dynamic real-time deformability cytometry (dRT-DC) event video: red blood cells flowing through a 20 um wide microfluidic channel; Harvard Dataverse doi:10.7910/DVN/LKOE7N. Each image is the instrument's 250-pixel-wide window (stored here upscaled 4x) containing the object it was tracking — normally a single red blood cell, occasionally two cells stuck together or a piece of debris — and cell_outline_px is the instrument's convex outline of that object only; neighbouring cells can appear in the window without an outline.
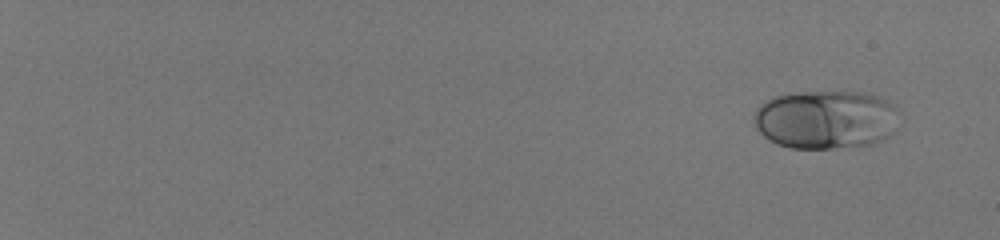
{"species": "human", "species_latin": "Homo sapiens", "temperature_condition": "room temperature", "stored_images_in_passage": 54, "camera_frame_rate_fps": 3000, "um_per_image_px": 0.085, "donor": {"sex": "male"}, "frame": {"image": 1, "passage_image": 1, "time_ms": 0.0, "image_size_px": [1000, 240], "cell_outline_px": [[900, 112], [896, 132], [884, 140], [872, 144], [832, 148], [788, 148], [776, 144], [764, 136], [756, 128], [752, 116], [756, 108], [760, 104], [772, 96], [800, 92], [864, 92], [888, 100], [896, 104]], "centroid_in_image_um": [70.24, 10.16], "position_along_channel_um": 14.8, "area_um2": 50.63}}
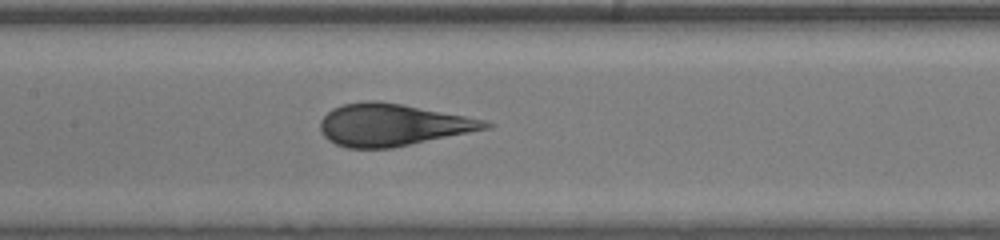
{"frame": {"image": 2, "passage_image": 31, "time_ms": 10.0, "image_size_px": [1000, 240], "cell_outline_px": [[496, 124], [492, 128], [392, 148], [348, 148], [336, 144], [328, 140], [324, 136], [320, 128], [320, 120], [332, 108], [344, 104], [364, 100], [376, 100], [400, 104], [464, 116], [484, 120]], "centroid_in_image_um": [33.36, 10.62], "position_along_channel_um": 174.0, "area_um2": 40.4}}
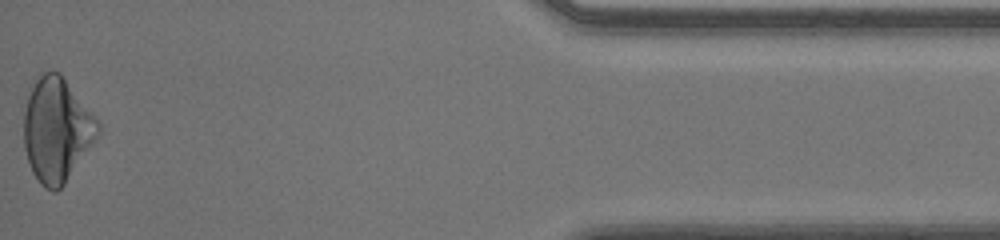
{"frame": {"image": 3, "passage_image": 54, "time_ms": 17.667, "image_size_px": [1000, 240], "cell_outline_px": [[100, 132], [64, 184], [56, 192], [52, 192], [44, 188], [40, 184], [32, 172], [24, 148], [24, 112], [28, 96], [40, 72], [60, 72], [100, 124]], "centroid_in_image_um": [4.8, 11.05], "position_along_channel_um": 430.4, "area_um2": 44.39}, "authors_computed_cell_mechanics": {"area_um2": 42.9165, "velocity_mm_per_s": 4.0539, "shape_relaxation_time_tau1_ms": 4.0081, "shape_relaxation_time_tau2_ms": null, "deformation_change_tau1": 0.1586, "deformation_change_tau2": null}}